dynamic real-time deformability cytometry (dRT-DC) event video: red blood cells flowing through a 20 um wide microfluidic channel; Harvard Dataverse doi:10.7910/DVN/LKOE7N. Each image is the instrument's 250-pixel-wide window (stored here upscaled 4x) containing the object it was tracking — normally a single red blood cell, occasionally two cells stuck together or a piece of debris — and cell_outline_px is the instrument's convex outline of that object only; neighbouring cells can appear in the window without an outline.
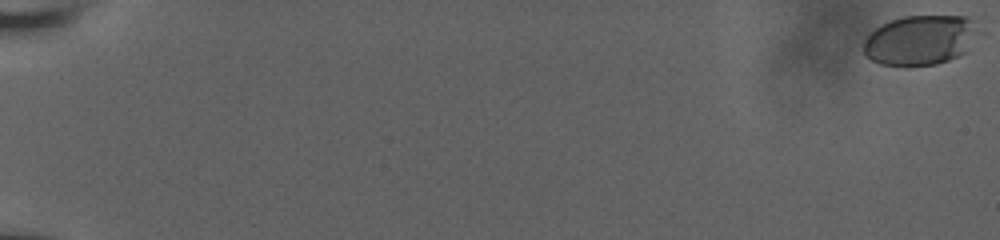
{"species": "human", "species_latin": "Homo sapiens", "temperature_condition": "room temperature", "stored_images_in_passage": 59, "camera_frame_rate_fps": 3000, "um_per_image_px": 0.085, "donor": {"sex": "male"}, "frame": {"image": 1, "passage_image": 1, "time_ms": 0.0, "image_size_px": [1000, 240], "cell_outline_px": [[968, 28], [964, 52], [948, 60], [936, 64], [880, 64], [872, 60], [864, 52], [864, 40], [876, 28], [892, 20], [904, 16], [968, 16]], "centroid_in_image_um": [78.01, 3.41], "position_along_channel_um": 7.0, "area_um2": 31.04}}
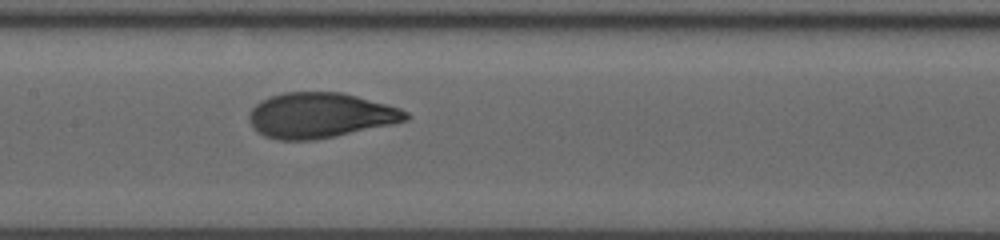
{"frame": {"image": 2, "passage_image": 33, "time_ms": 10.667, "image_size_px": [1000, 240], "cell_outline_px": [[408, 120], [332, 136], [312, 140], [280, 140], [264, 136], [248, 120], [248, 116], [252, 108], [260, 100], [268, 96], [284, 92], [340, 92], [356, 96], [400, 108], [408, 112]], "centroid_in_image_um": [27.16, 9.78], "position_along_channel_um": 180.2, "area_um2": 40.69}}
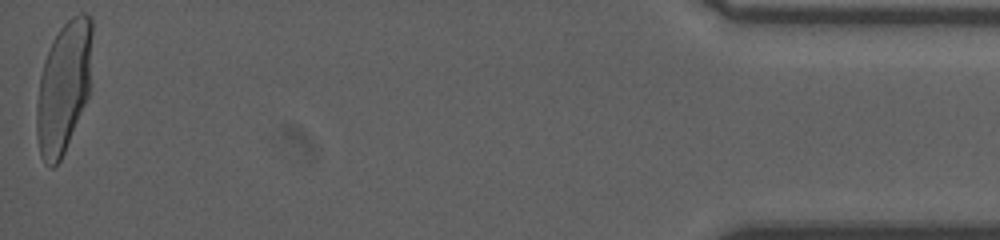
{"frame": {"image": 3, "passage_image": 59, "time_ms": 19.333, "image_size_px": [1000, 240], "cell_outline_px": [[92, 32], [88, 96], [64, 152], [60, 160], [52, 168], [44, 164], [40, 156], [36, 136], [36, 104], [40, 76], [44, 60], [52, 40], [60, 28], [72, 16], [80, 12], [84, 12], [92, 16]], "centroid_in_image_um": [5.39, 7.4], "position_along_channel_um": 429.8, "area_um2": 42.48}, "authors_computed_cell_mechanics": {"area_um2": 40.171, "velocity_mm_per_s": 3.8287, "shape_relaxation_time_tau1_ms": 3.9656, "shape_relaxation_time_tau2_ms": null, "deformation_change_tau1": 0.1871, "deformation_change_tau2": null}}